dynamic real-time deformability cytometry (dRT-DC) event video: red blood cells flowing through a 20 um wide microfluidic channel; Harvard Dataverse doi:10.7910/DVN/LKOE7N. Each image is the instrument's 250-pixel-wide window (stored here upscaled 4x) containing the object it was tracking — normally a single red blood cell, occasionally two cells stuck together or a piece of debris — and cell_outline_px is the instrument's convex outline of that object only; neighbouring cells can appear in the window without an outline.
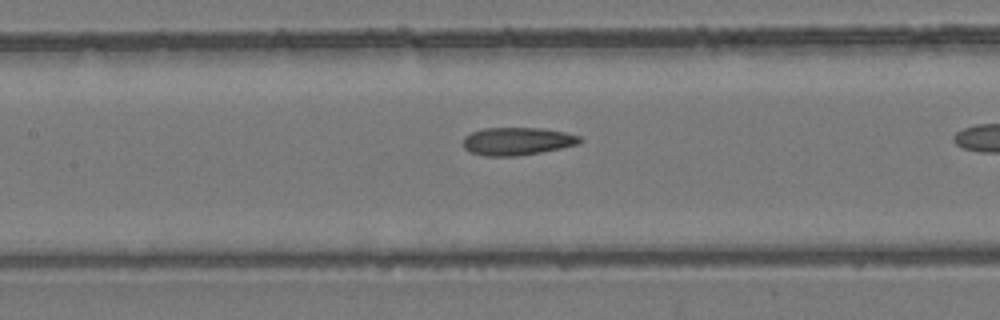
{"species": "common noctule bat (a hibernating species)", "species_latin": "Nyctalus noctula", "temperature_condition": "room temperature", "stored_images_in_passage": 30, "camera_frame_rate_fps": 3000, "um_per_image_px": 0.085, "animal": {"sex": "female", "body_mass_g": 24.6, "forearm_length_mm": 56.2}, "frame": {"image": 1, "passage_image": 22, "time_ms": 7.0, "image_size_px": [1000, 320], "cell_outline_px": [[584, 140], [580, 144], [540, 152], [516, 156], [484, 156], [472, 152], [464, 148], [464, 136], [472, 132], [484, 128], [544, 128], [564, 132], [580, 136]], "centroid_in_image_um": [43.99, 12.0], "position_along_channel_um": 163.4, "area_um2": 18.9}}